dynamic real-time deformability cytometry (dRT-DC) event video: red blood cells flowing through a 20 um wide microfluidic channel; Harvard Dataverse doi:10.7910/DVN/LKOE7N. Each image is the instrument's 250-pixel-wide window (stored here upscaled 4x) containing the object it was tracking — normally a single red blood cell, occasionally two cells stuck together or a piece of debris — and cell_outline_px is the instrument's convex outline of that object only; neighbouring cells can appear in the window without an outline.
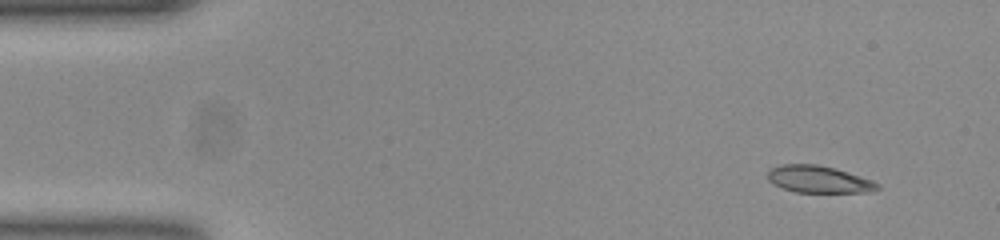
{"species": "common noctule bat (a hibernating species)", "species_latin": "Nyctalus noctula", "temperature_condition": "room temperature", "stored_images_in_passage": 53, "camera_frame_rate_fps": 3000, "um_per_image_px": 0.085, "animal": {"sex": "female", "body_mass_g": 23.0, "forearm_length_mm": 53.4}, "frame": {"image": 1, "passage_image": 5, "time_ms": 1.333, "image_size_px": [1000, 240], "cell_outline_px": [[880, 188], [860, 192], [796, 192], [784, 188], [768, 180], [768, 172], [772, 168], [784, 164], [816, 164], [832, 168], [872, 180], [880, 184]], "centroid_in_image_um": [69.57, 15.24], "position_along_channel_um": 15.4, "area_um2": 16.76}}
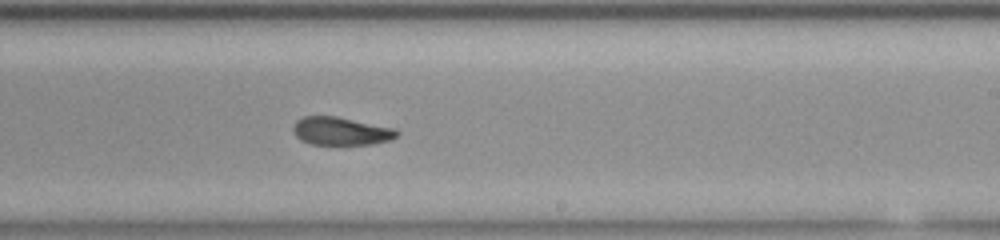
{"frame": {"image": 2, "passage_image": 32, "time_ms": 10.333, "image_size_px": [1000, 240], "cell_outline_px": [[400, 132], [396, 136], [388, 140], [368, 144], [312, 144], [300, 140], [296, 136], [296, 120], [304, 116], [336, 116], [396, 128]], "centroid_in_image_um": [29.02, 11.13], "position_along_channel_um": 260.0, "area_um2": 16.65}}
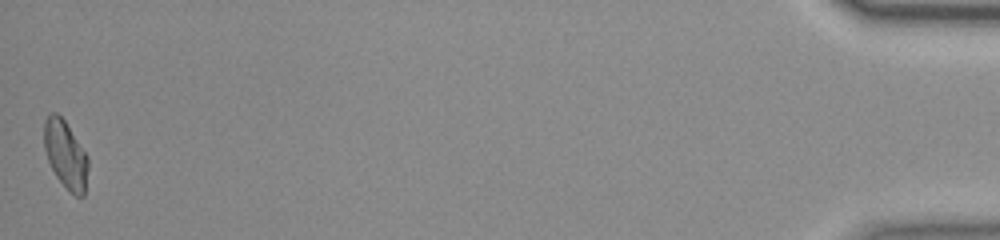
{"frame": {"image": 3, "passage_image": 53, "time_ms": 17.333, "image_size_px": [1000, 240], "cell_outline_px": [[88, 168], [84, 196], [76, 196], [56, 176], [48, 160], [44, 148], [44, 120], [52, 112], [56, 112], [64, 120], [84, 152], [88, 160]], "centroid_in_image_um": [5.55, 13.13], "position_along_channel_um": 429.6, "area_um2": 16.82}, "authors_computed_cell_mechanics": {"area_um2": 17.2822, "velocity_mm_per_s": 3.8555, "shape_relaxation_time_tau1_ms": null, "shape_relaxation_time_tau2_ms": 2.4283, "deformation_change_tau1": null, "deformation_change_tau2": 0.0869}}